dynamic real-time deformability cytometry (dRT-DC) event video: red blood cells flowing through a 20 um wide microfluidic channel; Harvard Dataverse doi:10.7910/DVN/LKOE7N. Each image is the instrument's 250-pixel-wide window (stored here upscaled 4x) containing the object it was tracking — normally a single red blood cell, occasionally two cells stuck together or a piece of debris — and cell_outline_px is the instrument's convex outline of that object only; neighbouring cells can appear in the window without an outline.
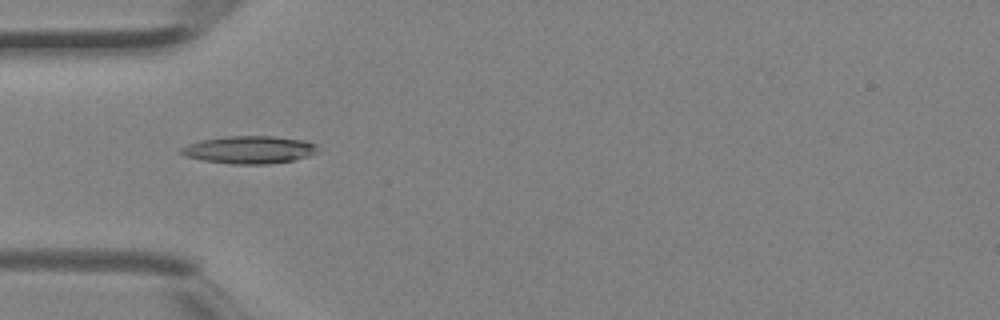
{"species": "Egyptian fruit bat (a non-hibernating species)", "species_latin": "Rousettus aegyptiacus", "temperature_condition": "room temperature", "stored_images_in_passage": 3, "camera_frame_rate_fps": 3000, "um_per_image_px": 0.085, "animal": {"sex": "female"}, "frame": {"image": 1, "passage_image": 2, "time_ms": 0.333, "image_size_px": [1000, 320], "cell_outline_px": [[316, 152], [308, 156], [292, 160], [268, 164], [232, 164], [204, 160], [188, 156], [180, 152], [180, 148], [188, 144], [204, 140], [228, 136], [272, 136], [304, 140], [316, 144]], "centroid_in_image_um": [21.21, 12.73], "position_along_channel_um": 63.8, "area_um2": 21.62}}
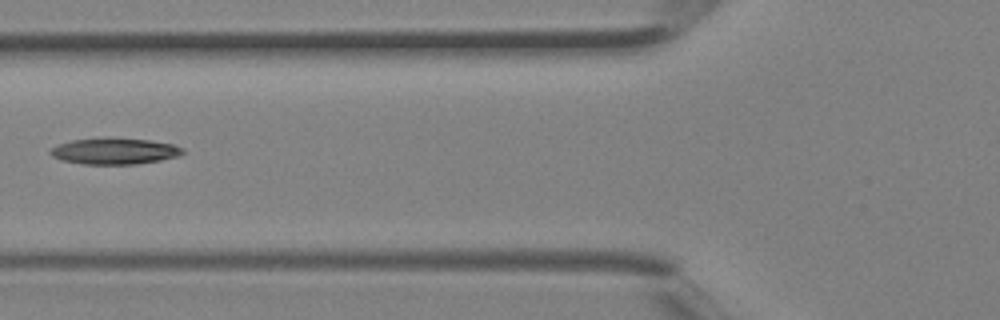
{"frame": {"image": 2, "passage_image": 3, "time_ms": 0.667, "image_size_px": [1000, 320], "cell_outline_px": [[184, 152], [180, 156], [160, 160], [136, 164], [84, 164], [64, 160], [52, 156], [48, 152], [56, 144], [72, 140], [148, 140], [172, 144], [184, 148]], "centroid_in_image_um": [9.76, 12.88], "position_along_channel_um": 116.0, "area_um2": 19.42}}